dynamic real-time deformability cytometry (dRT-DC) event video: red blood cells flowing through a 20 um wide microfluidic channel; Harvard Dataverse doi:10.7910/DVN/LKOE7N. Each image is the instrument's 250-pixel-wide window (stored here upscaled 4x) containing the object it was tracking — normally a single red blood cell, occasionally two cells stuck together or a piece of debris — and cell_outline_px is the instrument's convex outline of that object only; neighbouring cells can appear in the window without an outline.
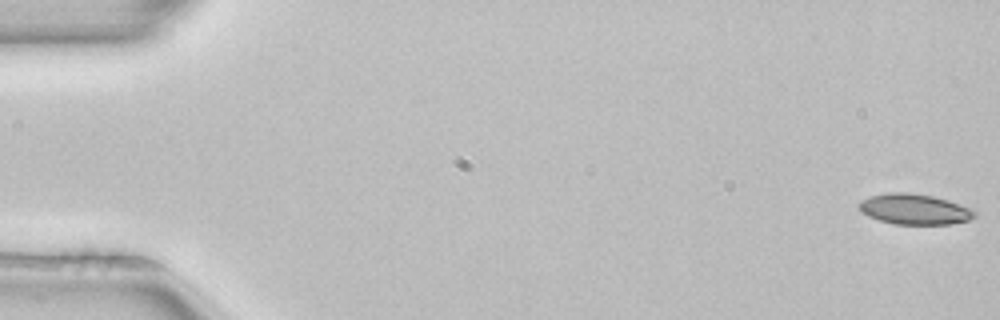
{"species": "common noctule bat (a hibernating species)", "species_latin": "Nyctalus noctula", "temperature_condition": "room temperature", "stored_images_in_passage": 4, "camera_frame_rate_fps": 3000, "um_per_image_px": 0.085, "animal": {"sex": "female", "body_mass_g": 22.7, "forearm_length_mm": 54.2}, "frame": {"image": 1, "passage_image": 1, "time_ms": 0.0, "image_size_px": [1000, 320], "cell_outline_px": [[976, 216], [968, 220], [952, 224], [892, 224], [868, 216], [860, 212], [860, 200], [868, 196], [892, 192], [908, 192], [932, 196], [948, 200], [972, 208], [976, 212]], "centroid_in_image_um": [77.73, 17.78], "position_along_channel_um": 7.3, "area_um2": 20.63}}
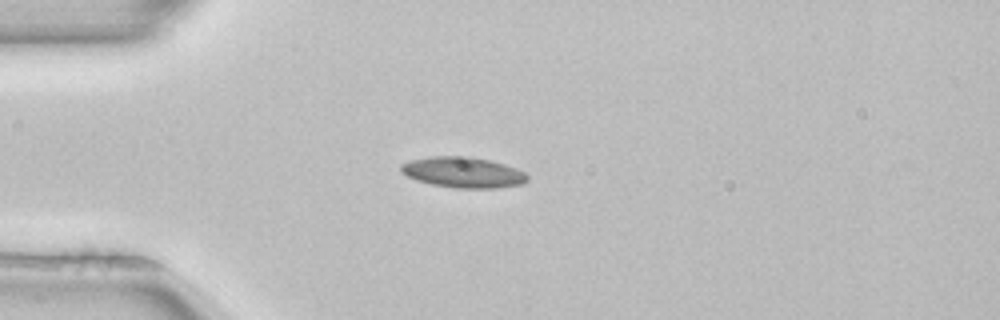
{"frame": {"image": 2, "passage_image": 4, "time_ms": 1.0, "image_size_px": [1000, 320], "cell_outline_px": [[528, 180], [524, 184], [496, 188], [456, 188], [432, 184], [416, 180], [400, 172], [400, 164], [412, 160], [428, 156], [468, 156], [488, 160], [504, 164], [516, 168], [524, 172], [528, 176]], "centroid_in_image_um": [39.36, 14.65], "position_along_channel_um": 45.6, "area_um2": 22.66}}